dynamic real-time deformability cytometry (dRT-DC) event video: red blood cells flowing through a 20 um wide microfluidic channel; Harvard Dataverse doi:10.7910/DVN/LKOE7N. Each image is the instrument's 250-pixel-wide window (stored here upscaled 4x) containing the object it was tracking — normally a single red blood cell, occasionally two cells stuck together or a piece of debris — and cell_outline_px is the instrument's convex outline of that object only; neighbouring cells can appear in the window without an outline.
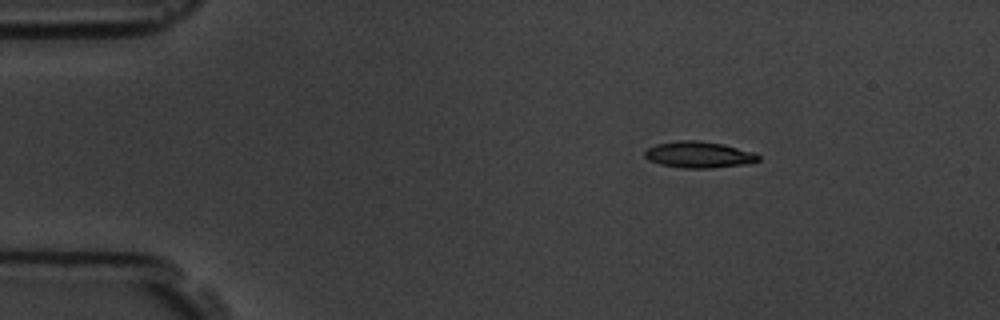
{"species": "common noctule bat (a hibernating species)", "species_latin": "Nyctalus noctula", "temperature_condition": "room temperature", "stored_images_in_passage": 5, "camera_frame_rate_fps": 3000, "um_per_image_px": 0.085, "animal": {"sex": "male", "body_mass_g": 19.5, "forearm_length_mm": 54.6}, "frame": {"image": 1, "passage_image": 2, "time_ms": 1.333, "image_size_px": [1000, 320], "cell_outline_px": [[760, 160], [744, 164], [712, 168], [684, 168], [660, 164], [648, 160], [644, 156], [644, 152], [648, 148], [656, 144], [680, 140], [696, 140], [724, 144], [756, 152], [760, 156]], "centroid_in_image_um": [59.41, 13.14], "position_along_channel_um": 25.6, "area_um2": 17.51}}